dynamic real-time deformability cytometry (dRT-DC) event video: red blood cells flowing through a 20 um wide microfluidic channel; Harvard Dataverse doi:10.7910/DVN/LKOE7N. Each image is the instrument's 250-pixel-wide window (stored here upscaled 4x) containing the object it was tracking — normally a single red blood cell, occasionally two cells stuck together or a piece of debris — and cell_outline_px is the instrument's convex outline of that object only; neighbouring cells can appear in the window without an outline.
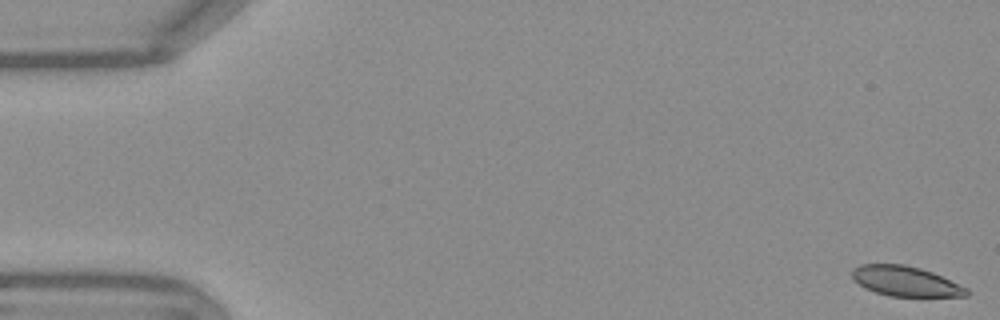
{"species": "Egyptian fruit bat (a non-hibernating species)", "species_latin": "Rousettus aegyptiacus", "temperature_condition": "warm", "stored_images_in_passage": 54, "camera_frame_rate_fps": 3000, "um_per_image_px": 0.085, "frame": {"image": 1, "passage_image": 1, "time_ms": 0.0, "image_size_px": [1000, 320], "cell_outline_px": [[968, 296], [888, 296], [864, 288], [852, 276], [852, 268], [860, 264], [904, 264], [920, 268], [932, 272], [968, 288]], "centroid_in_image_um": [76.96, 23.9], "position_along_channel_um": 8.0, "area_um2": 19.88}}
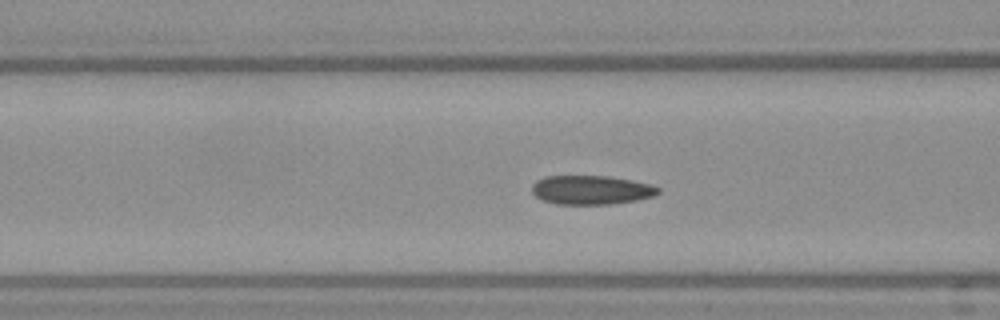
{"frame": {"image": 2, "passage_image": 21, "time_ms": 6.667, "image_size_px": [1000, 320], "cell_outline_px": [[660, 192], [652, 196], [636, 200], [612, 204], [556, 204], [544, 200], [536, 196], [532, 192], [532, 184], [536, 180], [544, 176], [608, 176], [632, 180], [652, 184], [660, 188]], "centroid_in_image_um": [50.25, 16.14], "position_along_channel_um": 116.3, "area_um2": 21.39}}
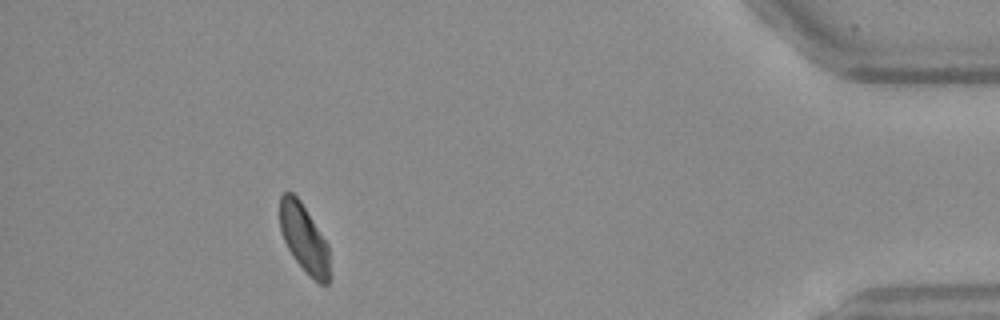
{"frame": {"image": 3, "passage_image": 49, "time_ms": 16.0, "image_size_px": [1000, 320], "cell_outline_px": [[328, 284], [320, 284], [292, 256], [284, 240], [280, 228], [280, 196], [284, 192], [292, 192], [300, 200], [328, 244]], "centroid_in_image_um": [25.82, 20.2], "position_along_channel_um": 409.4, "area_um2": 19.19}, "authors_computed_cell_mechanics": {"area_um2": 21.3282, "velocity_mm_per_s": 3.7535, "shape_relaxation_time_tau1_ms": 9.5748, "shape_relaxation_time_tau2_ms": 1.9105, "deformation_change_tau1": 0.1464, "deformation_change_tau2": 0.057}}